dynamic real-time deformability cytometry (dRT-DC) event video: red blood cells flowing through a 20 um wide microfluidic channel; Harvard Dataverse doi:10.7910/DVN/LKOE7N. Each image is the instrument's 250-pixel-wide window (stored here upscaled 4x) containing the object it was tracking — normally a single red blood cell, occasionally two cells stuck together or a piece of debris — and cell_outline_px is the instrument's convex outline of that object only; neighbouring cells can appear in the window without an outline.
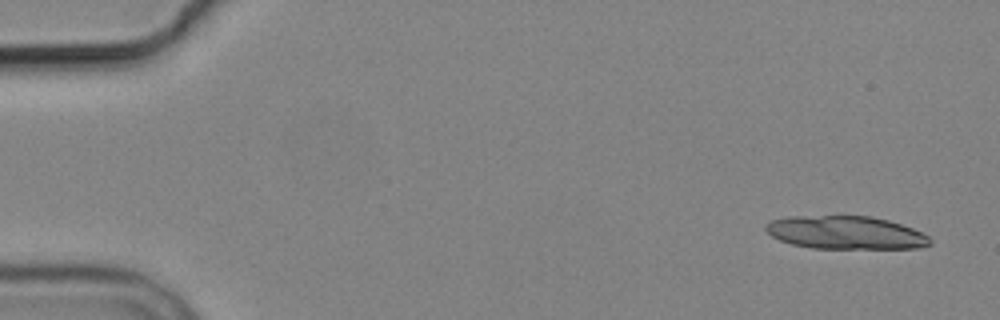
{"species": "common noctule bat (a hibernating species)", "species_latin": "Nyctalus noctula", "temperature_condition": "cold", "stored_images_in_passage": 6, "camera_frame_rate_fps": 3000, "um_per_image_px": 0.085, "animal": {"sex": "male", "body_mass_g": 19.2, "forearm_length_mm": 51.8}, "frame": {"image": 1, "passage_image": 1, "time_ms": 0.0, "image_size_px": [1000, 320], "cell_outline_px": [[932, 244], [920, 248], [812, 248], [792, 244], [780, 240], [772, 236], [764, 228], [764, 224], [772, 220], [788, 216], [872, 216], [888, 220], [912, 228], [928, 236], [932, 240]], "centroid_in_image_um": [71.88, 19.77], "position_along_channel_um": 13.1, "area_um2": 31.67}}
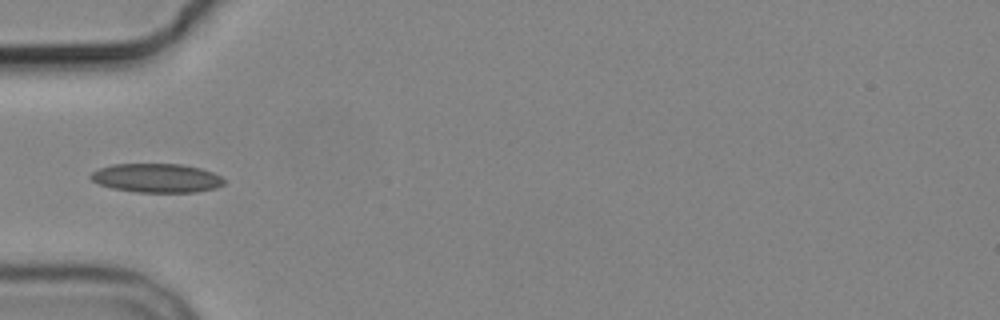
{"frame": {"image": 2, "passage_image": 5, "time_ms": 5.333, "image_size_px": [1000, 320], "cell_outline_px": [[224, 184], [216, 188], [196, 192], [136, 192], [112, 188], [100, 184], [92, 180], [88, 176], [92, 172], [100, 168], [112, 164], [180, 164], [200, 168], [212, 172], [220, 176], [224, 180]], "centroid_in_image_um": [13.31, 15.13], "position_along_channel_um": 71.7, "area_um2": 22.43}}